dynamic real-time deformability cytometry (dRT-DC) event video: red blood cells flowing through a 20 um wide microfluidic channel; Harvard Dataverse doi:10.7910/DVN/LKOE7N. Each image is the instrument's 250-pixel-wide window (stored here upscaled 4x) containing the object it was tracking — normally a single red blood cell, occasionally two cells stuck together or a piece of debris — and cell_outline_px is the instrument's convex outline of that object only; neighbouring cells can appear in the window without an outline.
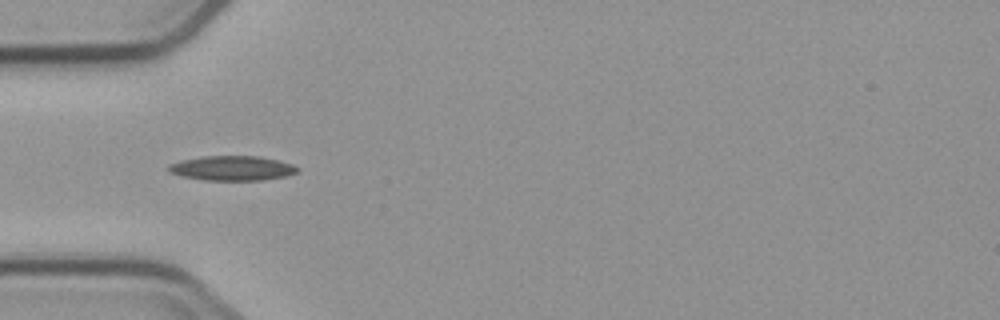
{"species": "common noctule bat (a hibernating species)", "species_latin": "Nyctalus noctula", "temperature_condition": "cold", "stored_images_in_passage": 7, "camera_frame_rate_fps": 3000, "um_per_image_px": 0.085, "animal": {"sex": "male", "body_mass_g": 23.1, "forearm_length_mm": 52.7}, "frame": {"image": 1, "passage_image": 7, "time_ms": 7.667, "image_size_px": [1000, 320], "cell_outline_px": [[300, 168], [296, 172], [284, 176], [260, 180], [204, 180], [180, 176], [168, 172], [168, 164], [180, 160], [200, 156], [260, 156], [292, 164]], "centroid_in_image_um": [19.66, 14.29], "position_along_channel_um": 65.3, "area_um2": 18.55}}